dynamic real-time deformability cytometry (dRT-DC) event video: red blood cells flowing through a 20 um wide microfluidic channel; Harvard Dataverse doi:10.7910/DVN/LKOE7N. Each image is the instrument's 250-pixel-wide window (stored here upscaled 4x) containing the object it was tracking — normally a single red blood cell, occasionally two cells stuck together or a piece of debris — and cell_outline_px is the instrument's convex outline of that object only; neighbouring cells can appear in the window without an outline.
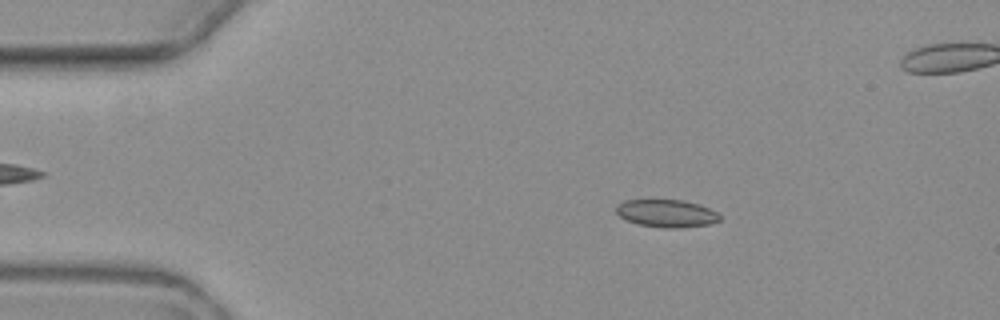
{"species": "common noctule bat (a hibernating species)", "species_latin": "Nyctalus noctula", "temperature_condition": "warm", "stored_images_in_passage": 5, "camera_frame_rate_fps": 3000, "um_per_image_px": 0.085, "animal": {"sex": "female", "body_mass_g": 19.3, "forearm_length_mm": 54.1}, "frame": {"image": 1, "passage_image": 2, "time_ms": 1.333, "image_size_px": [1000, 320], "cell_outline_px": [[720, 220], [708, 224], [672, 228], [668, 228], [636, 224], [620, 216], [616, 212], [616, 208], [624, 200], [684, 200], [700, 204], [716, 212], [720, 216]], "centroid_in_image_um": [56.66, 18.12], "position_along_channel_um": 28.3, "area_um2": 16.42}}